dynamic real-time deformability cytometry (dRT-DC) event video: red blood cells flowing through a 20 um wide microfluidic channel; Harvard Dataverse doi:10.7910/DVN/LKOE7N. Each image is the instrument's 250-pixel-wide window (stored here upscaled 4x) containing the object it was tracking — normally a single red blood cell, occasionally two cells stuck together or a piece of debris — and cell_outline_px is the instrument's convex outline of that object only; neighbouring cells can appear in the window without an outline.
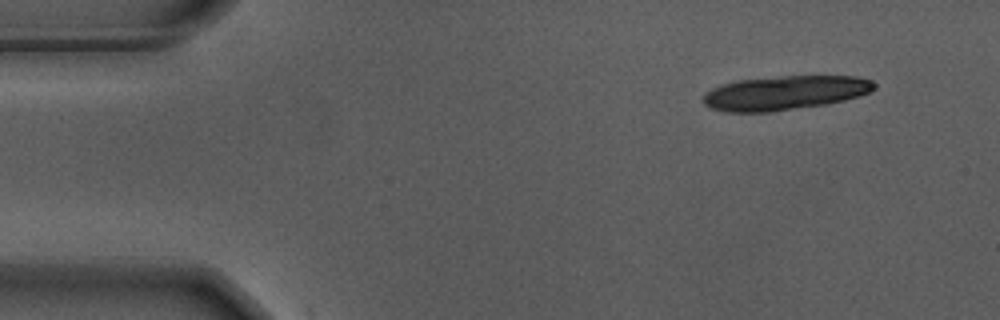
{"species": "Egyptian fruit bat (a non-hibernating species)", "species_latin": "Rousettus aegyptiacus", "temperature_condition": "warm", "stored_images_in_passage": 3, "camera_frame_rate_fps": 3000, "um_per_image_px": 0.085, "animal": {"sex": "male"}, "frame": {"image": 1, "passage_image": 1, "time_ms": 0.0, "image_size_px": [1000, 320], "cell_outline_px": [[876, 88], [860, 96], [828, 104], [768, 112], [724, 112], [712, 108], [704, 104], [704, 92], [712, 88], [736, 80], [780, 76], [856, 76], [872, 80], [876, 84]], "centroid_in_image_um": [66.72, 7.89], "position_along_channel_um": 18.3, "area_um2": 34.16}}